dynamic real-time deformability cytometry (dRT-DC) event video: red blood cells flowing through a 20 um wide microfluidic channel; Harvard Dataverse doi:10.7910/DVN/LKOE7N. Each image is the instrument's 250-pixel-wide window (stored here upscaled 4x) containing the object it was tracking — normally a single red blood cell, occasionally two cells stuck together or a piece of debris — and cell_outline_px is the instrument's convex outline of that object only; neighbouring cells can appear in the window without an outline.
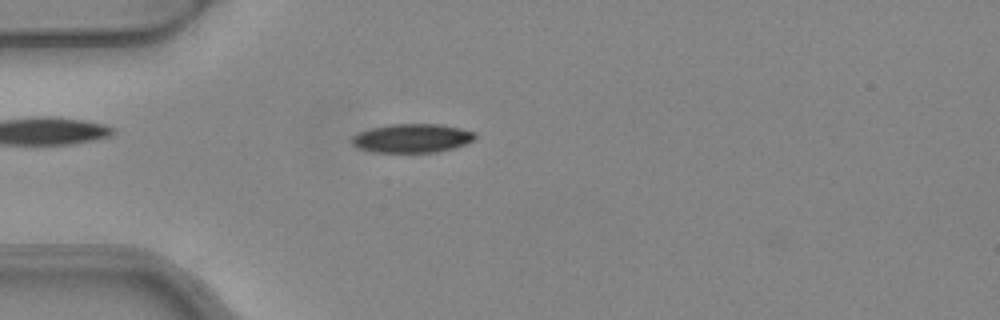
{"species": "common noctule bat (a hibernating species)", "species_latin": "Nyctalus noctula", "temperature_condition": "warm", "stored_images_in_passage": 3, "camera_frame_rate_fps": 3000, "um_per_image_px": 0.085, "animal": {"sex": "female", "body_mass_g": 24.6, "forearm_length_mm": 56.2}, "frame": {"image": 1, "passage_image": 2, "time_ms": 0.333, "image_size_px": [1000, 320], "cell_outline_px": [[476, 140], [452, 148], [436, 152], [372, 152], [356, 148], [348, 140], [352, 136], [360, 132], [372, 128], [392, 124], [440, 124], [460, 128], [476, 132]], "centroid_in_image_um": [35.01, 11.75], "position_along_channel_um": 50.0, "area_um2": 20.81}}